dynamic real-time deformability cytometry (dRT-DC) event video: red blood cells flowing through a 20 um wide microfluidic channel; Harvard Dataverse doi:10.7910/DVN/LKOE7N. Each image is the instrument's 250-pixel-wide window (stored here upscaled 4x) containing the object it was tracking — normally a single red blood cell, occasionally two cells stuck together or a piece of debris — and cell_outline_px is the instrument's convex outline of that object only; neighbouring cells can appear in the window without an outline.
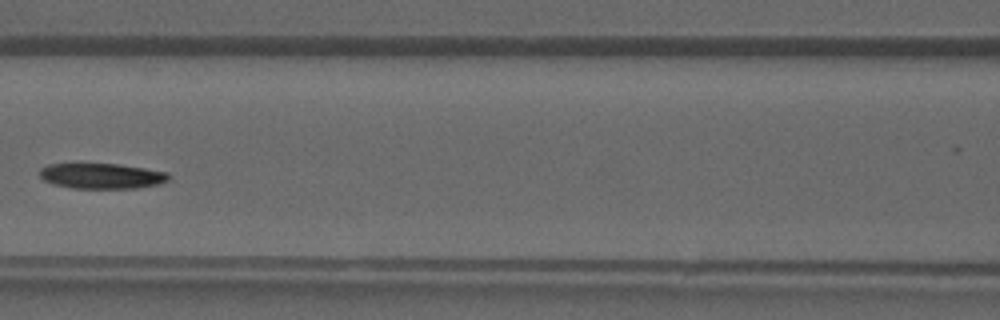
{"species": "common noctule bat (a hibernating species)", "species_latin": "Nyctalus noctula", "temperature_condition": "warm", "stored_images_in_passage": 35, "camera_frame_rate_fps": 3000, "um_per_image_px": 0.085, "animal": {"sex": "male", "forearm_length_mm": 52.5}, "frame": {"image": 1, "passage_image": 18, "time_ms": 5.667, "image_size_px": [1000, 320], "cell_outline_px": [[172, 176], [168, 180], [160, 184], [136, 188], [72, 188], [56, 184], [44, 180], [40, 176], [40, 168], [48, 164], [116, 164], [144, 168], [168, 172]], "centroid_in_image_um": [8.69, 14.96], "position_along_channel_um": 157.9, "area_um2": 19.02}}
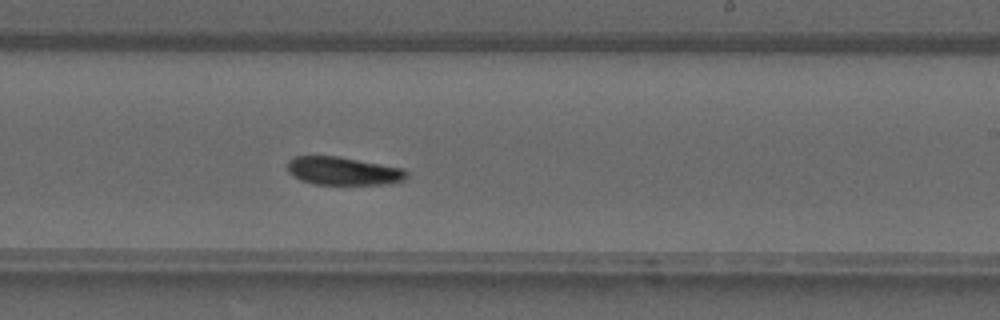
{"frame": {"image": 2, "passage_image": 24, "time_ms": 7.667, "image_size_px": [1000, 320], "cell_outline_px": [[408, 176], [404, 180], [392, 184], [312, 184], [300, 180], [292, 176], [288, 172], [288, 160], [296, 156], [336, 156], [404, 168], [408, 172]], "centroid_in_image_um": [29.18, 14.54], "position_along_channel_um": 259.8, "area_um2": 19.65}}
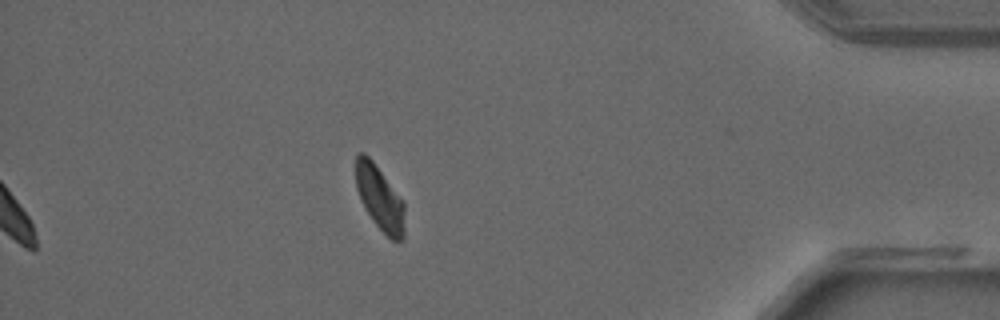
{"frame": {"image": 3, "passage_image": 35, "time_ms": 11.333, "image_size_px": [1000, 320], "cell_outline_px": [[404, 240], [392, 240], [372, 220], [360, 200], [356, 188], [356, 156], [360, 152], [364, 152], [372, 160], [404, 200]], "centroid_in_image_um": [32.29, 16.82], "position_along_channel_um": 402.9, "area_um2": 18.38}}